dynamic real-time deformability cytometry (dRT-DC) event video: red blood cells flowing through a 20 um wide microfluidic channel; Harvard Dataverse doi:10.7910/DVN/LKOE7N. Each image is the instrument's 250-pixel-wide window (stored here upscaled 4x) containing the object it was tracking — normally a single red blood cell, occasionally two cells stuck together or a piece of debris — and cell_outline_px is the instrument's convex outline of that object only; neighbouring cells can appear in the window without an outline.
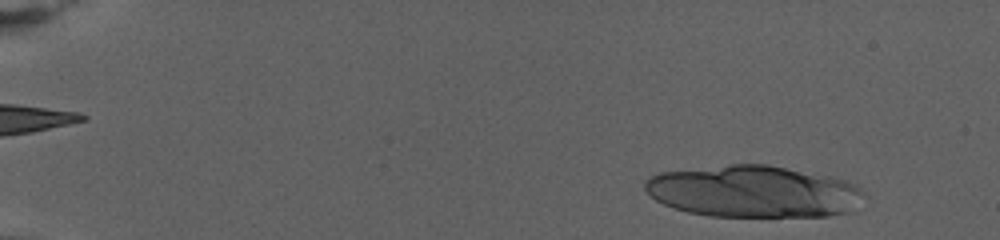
{"species": "human", "species_latin": "Homo sapiens", "temperature_condition": "warm", "stored_images_in_passage": 21, "camera_frame_rate_fps": 3000, "um_per_image_px": 0.085, "donor": {"sex": "female"}, "frame": {"image": 1, "passage_image": 1, "time_ms": 0.0, "image_size_px": [1000, 240], "cell_outline_px": [[860, 192], [856, 212], [828, 216], [708, 216], [688, 212], [664, 204], [656, 200], [644, 188], [644, 180], [660, 172], [732, 164], [768, 164], [828, 176], [844, 180], [856, 184], [860, 188]], "centroid_in_image_um": [64.04, 16.28], "position_along_channel_um": 21.0, "area_um2": 66.07}}